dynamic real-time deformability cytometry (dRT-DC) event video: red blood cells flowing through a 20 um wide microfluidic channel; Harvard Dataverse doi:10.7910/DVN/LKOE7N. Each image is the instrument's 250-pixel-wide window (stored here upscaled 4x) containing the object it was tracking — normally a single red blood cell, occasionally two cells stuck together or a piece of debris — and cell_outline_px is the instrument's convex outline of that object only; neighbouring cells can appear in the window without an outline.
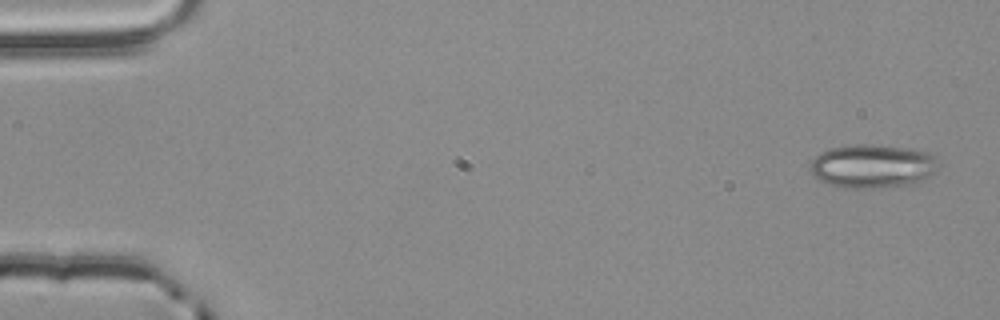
{"species": "common noctule bat (a hibernating species)", "species_latin": "Nyctalus noctula", "temperature_condition": "room temperature", "stored_images_in_passage": 5, "camera_frame_rate_fps": 3000, "um_per_image_px": 0.085, "animal": {"sex": "male", "body_mass_g": 20.4}, "frame": {"image": 1, "passage_image": 1, "time_ms": 0.0, "image_size_px": [1000, 320], "cell_outline_px": [[936, 172], [920, 184], [876, 188], [848, 188], [832, 184], [820, 180], [812, 176], [808, 168], [812, 160], [820, 152], [844, 144], [872, 144], [928, 152], [936, 156]], "centroid_in_image_um": [74.16, 14.13], "position_along_channel_um": 10.8, "area_um2": 32.95}}
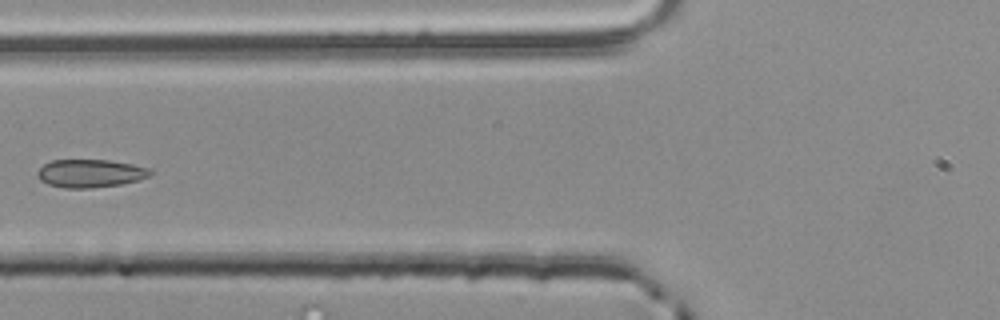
{"frame": {"image": 2, "passage_image": 5, "time_ms": 1.333, "image_size_px": [1000, 320], "cell_outline_px": [[152, 172], [148, 176], [136, 180], [120, 184], [92, 188], [64, 188], [48, 184], [40, 180], [36, 176], [36, 172], [44, 164], [52, 160], [108, 160], [132, 164], [152, 168]], "centroid_in_image_um": [7.65, 14.73], "position_along_channel_um": 118.2, "area_um2": 18.44}}